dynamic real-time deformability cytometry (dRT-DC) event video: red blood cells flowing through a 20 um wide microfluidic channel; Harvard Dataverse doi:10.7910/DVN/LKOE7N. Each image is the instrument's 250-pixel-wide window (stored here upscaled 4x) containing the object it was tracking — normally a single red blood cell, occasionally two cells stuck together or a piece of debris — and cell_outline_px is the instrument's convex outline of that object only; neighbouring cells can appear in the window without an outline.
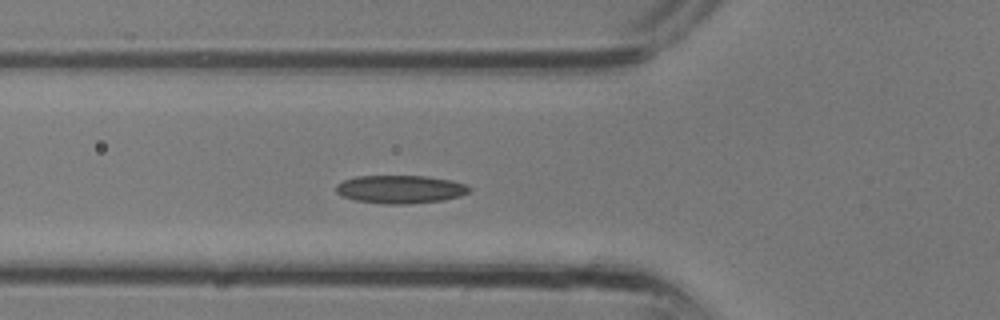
{"species": "common noctule bat (a hibernating species)", "species_latin": "Nyctalus noctula", "temperature_condition": "room temperature", "stored_images_in_passage": 31, "camera_frame_rate_fps": 3000, "um_per_image_px": 0.085, "animal": {"sex": "male", "body_mass_g": 13.3}, "frame": {"image": 1, "passage_image": 9, "time_ms": 2.667, "image_size_px": [1000, 320], "cell_outline_px": [[472, 188], [468, 192], [460, 196], [444, 200], [408, 204], [380, 204], [356, 200], [340, 196], [336, 192], [336, 184], [344, 180], [356, 176], [428, 176], [452, 180], [468, 184]], "centroid_in_image_um": [34.04, 16.09], "position_along_channel_um": 91.8, "area_um2": 22.14}}
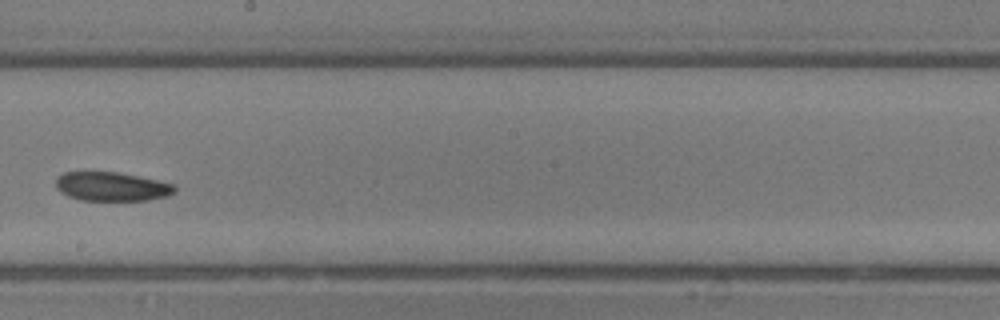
{"frame": {"image": 2, "passage_image": 16, "time_ms": 5.0, "image_size_px": [1000, 320], "cell_outline_px": [[176, 192], [168, 196], [148, 200], [80, 200], [68, 196], [60, 192], [56, 188], [56, 180], [64, 172], [116, 172], [176, 184]], "centroid_in_image_um": [9.52, 15.86], "position_along_channel_um": 238.7, "area_um2": 20.0}}
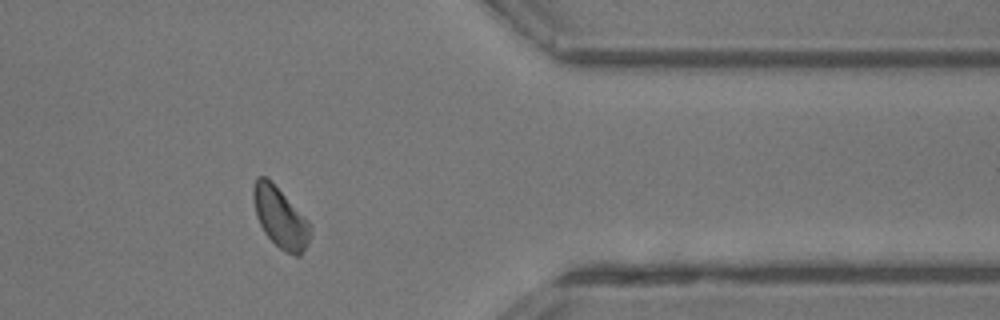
{"frame": {"image": 3, "passage_image": 24, "time_ms": 7.667, "image_size_px": [1000, 320], "cell_outline_px": [[312, 228], [308, 244], [300, 256], [296, 256], [284, 252], [264, 232], [256, 216], [252, 196], [252, 188], [256, 176], [264, 176], [312, 224]], "centroid_in_image_um": [23.82, 18.53], "position_along_channel_um": 387.6, "area_um2": 19.77}}